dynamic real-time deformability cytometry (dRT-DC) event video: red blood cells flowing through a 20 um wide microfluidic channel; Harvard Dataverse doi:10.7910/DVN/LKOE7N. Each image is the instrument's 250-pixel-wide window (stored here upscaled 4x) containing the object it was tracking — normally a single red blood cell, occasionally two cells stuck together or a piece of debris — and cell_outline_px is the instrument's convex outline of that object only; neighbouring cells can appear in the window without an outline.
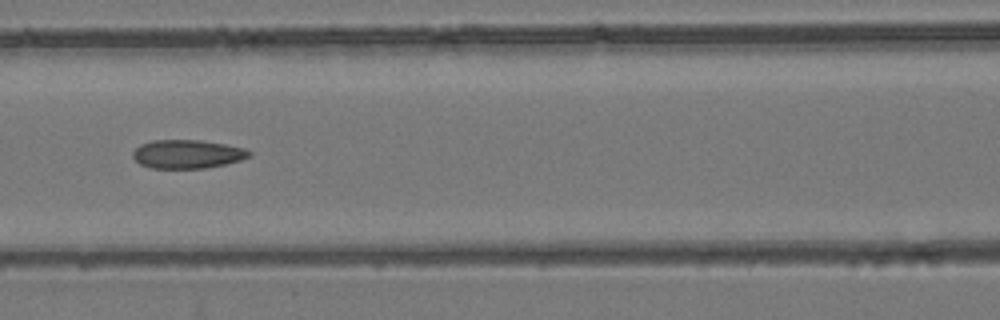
{"species": "common noctule bat (a hibernating species)", "species_latin": "Nyctalus noctula", "temperature_condition": "room temperature", "stored_images_in_passage": 7, "camera_frame_rate_fps": 3000, "um_per_image_px": 0.085, "animal": {"sex": "female", "body_mass_g": 24.6, "forearm_length_mm": 56.2}, "frame": {"image": 1, "passage_image": 7, "time_ms": 2.0, "image_size_px": [1000, 320], "cell_outline_px": [[252, 156], [240, 160], [224, 164], [204, 168], [152, 168], [140, 164], [132, 156], [132, 152], [140, 144], [152, 140], [200, 140], [224, 144], [244, 148], [252, 152]], "centroid_in_image_um": [15.92, 13.09], "position_along_channel_um": 150.7, "area_um2": 19.36}}